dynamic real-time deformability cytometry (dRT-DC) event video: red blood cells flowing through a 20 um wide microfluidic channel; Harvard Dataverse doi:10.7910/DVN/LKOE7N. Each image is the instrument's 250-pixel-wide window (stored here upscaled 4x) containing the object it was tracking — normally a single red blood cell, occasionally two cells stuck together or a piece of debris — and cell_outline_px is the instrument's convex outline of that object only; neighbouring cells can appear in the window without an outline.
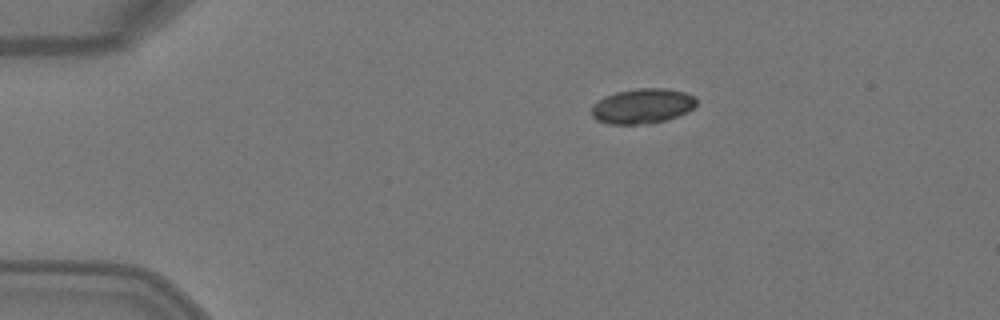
{"species": "Egyptian fruit bat (a non-hibernating species)", "species_latin": "Rousettus aegyptiacus", "temperature_condition": "warm", "stored_images_in_passage": 3, "camera_frame_rate_fps": 3000, "um_per_image_px": 0.085, "animal": {"sex": "female"}, "frame": {"image": 1, "passage_image": 1, "time_ms": 0.0, "image_size_px": [1000, 320], "cell_outline_px": [[696, 104], [688, 112], [664, 120], [640, 124], [608, 124], [596, 120], [592, 116], [592, 104], [604, 96], [616, 92], [640, 88], [660, 88], [684, 92], [696, 96]], "centroid_in_image_um": [54.57, 9.01], "position_along_channel_um": 30.4, "area_um2": 21.27}}